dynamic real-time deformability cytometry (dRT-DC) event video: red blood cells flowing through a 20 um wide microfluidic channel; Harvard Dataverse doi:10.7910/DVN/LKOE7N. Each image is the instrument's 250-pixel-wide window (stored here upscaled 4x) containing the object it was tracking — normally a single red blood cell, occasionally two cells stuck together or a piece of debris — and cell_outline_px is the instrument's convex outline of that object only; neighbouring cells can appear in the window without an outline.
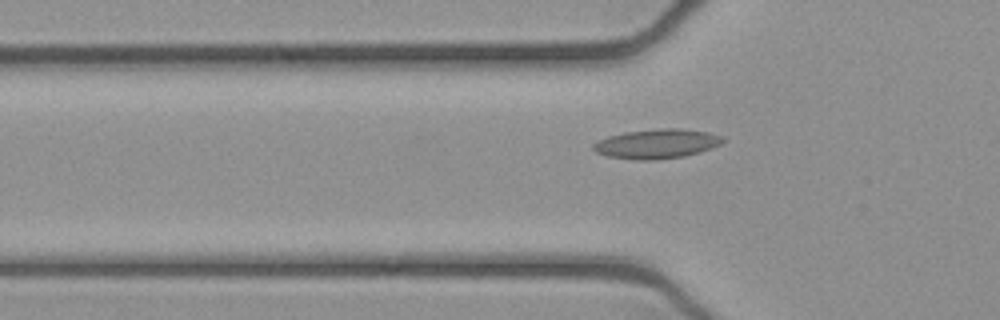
{"species": "common noctule bat (a hibernating species)", "species_latin": "Nyctalus noctula", "temperature_condition": "cold", "stored_images_in_passage": 47, "camera_frame_rate_fps": 3000, "um_per_image_px": 0.085, "animal": {"sex": "female", "body_mass_g": 21.9}, "frame": {"image": 1, "passage_image": 17, "time_ms": 5.333, "image_size_px": [1000, 320], "cell_outline_px": [[728, 140], [712, 148], [700, 152], [684, 156], [656, 160], [636, 160], [608, 156], [596, 152], [592, 148], [592, 144], [608, 136], [624, 132], [660, 128], [680, 128], [708, 132], [724, 136]], "centroid_in_image_um": [55.87, 12.22], "position_along_channel_um": 69.9, "area_um2": 22.43}}
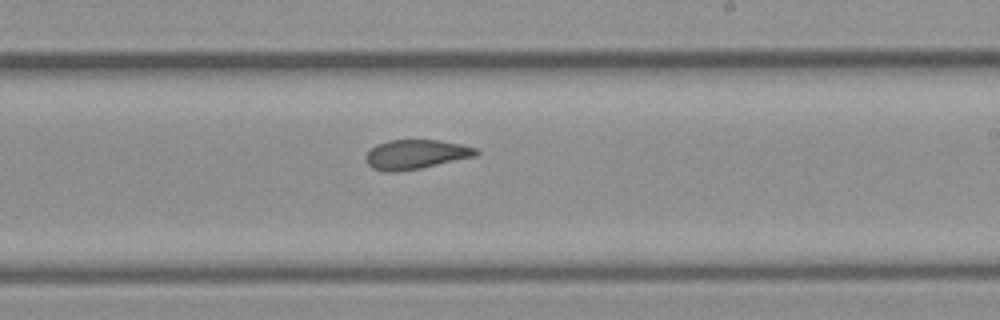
{"frame": {"image": 2, "passage_image": 31, "time_ms": 10.0, "image_size_px": [1000, 320], "cell_outline_px": [[480, 152], [476, 156], [420, 168], [400, 172], [384, 172], [372, 168], [364, 160], [364, 156], [376, 144], [388, 140], [440, 140], [460, 144], [476, 148]], "centroid_in_image_um": [35.31, 13.13], "position_along_channel_um": 253.7, "area_um2": 19.02}}
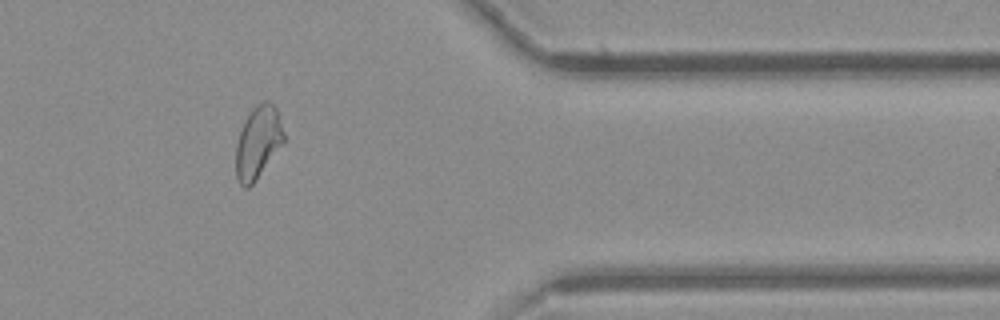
{"frame": {"image": 3, "passage_image": 43, "time_ms": 14.0, "image_size_px": [1000, 320], "cell_outline_px": [[284, 140], [256, 180], [248, 188], [244, 188], [240, 184], [236, 176], [236, 144], [244, 120], [252, 108], [256, 104], [264, 100], [268, 100], [276, 108], [284, 132]], "centroid_in_image_um": [21.91, 12.08], "position_along_channel_um": 389.5, "area_um2": 20.0}}